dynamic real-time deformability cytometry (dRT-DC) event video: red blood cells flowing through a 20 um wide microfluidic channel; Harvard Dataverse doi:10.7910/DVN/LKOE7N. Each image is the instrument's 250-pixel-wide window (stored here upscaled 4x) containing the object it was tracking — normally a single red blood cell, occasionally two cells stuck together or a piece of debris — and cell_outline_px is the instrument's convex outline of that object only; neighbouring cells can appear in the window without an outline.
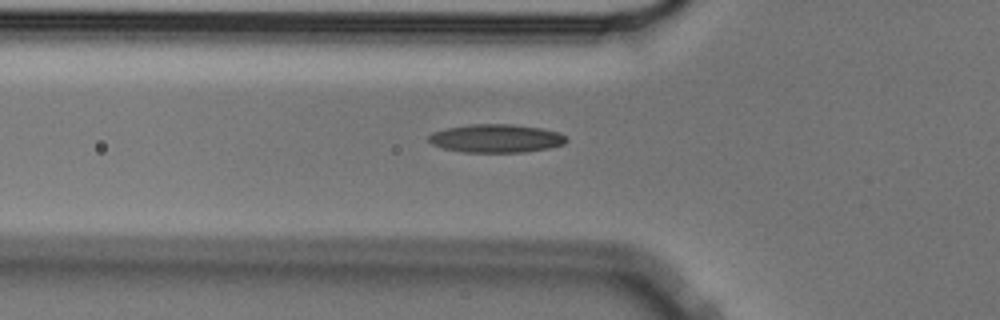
{"species": "Egyptian fruit bat (a non-hibernating species)", "species_latin": "Rousettus aegyptiacus", "temperature_condition": "cold", "stored_images_in_passage": 39, "camera_frame_rate_fps": 3000, "um_per_image_px": 0.085, "animal": {"sex": "male"}, "frame": {"image": 1, "passage_image": 2, "time_ms": 0.333, "image_size_px": [1000, 320], "cell_outline_px": [[568, 140], [564, 144], [548, 148], [524, 152], [464, 152], [444, 148], [432, 144], [428, 140], [428, 136], [432, 132], [444, 128], [468, 124], [512, 124], [540, 128], [560, 132]], "centroid_in_image_um": [42.15, 11.75], "position_along_channel_um": 83.7, "area_um2": 22.77}}
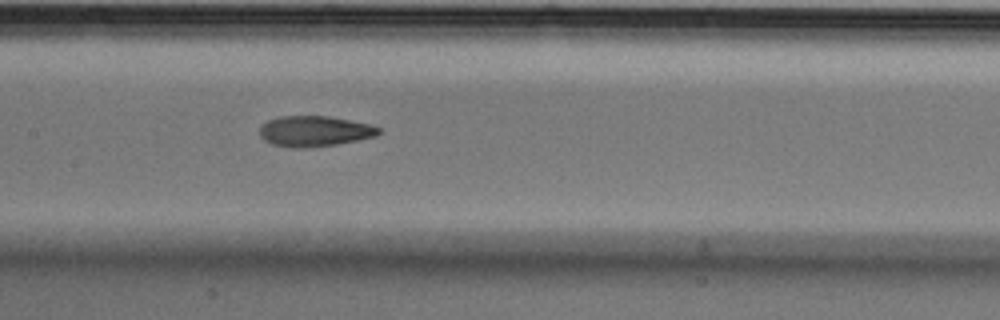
{"frame": {"image": 2, "passage_image": 10, "time_ms": 3.0, "image_size_px": [1000, 320], "cell_outline_px": [[380, 132], [376, 136], [336, 144], [304, 148], [292, 148], [272, 144], [264, 140], [260, 136], [260, 128], [268, 120], [280, 116], [328, 116], [372, 124], [380, 128]], "centroid_in_image_um": [26.74, 11.15], "position_along_channel_um": 180.7, "area_um2": 21.15}}
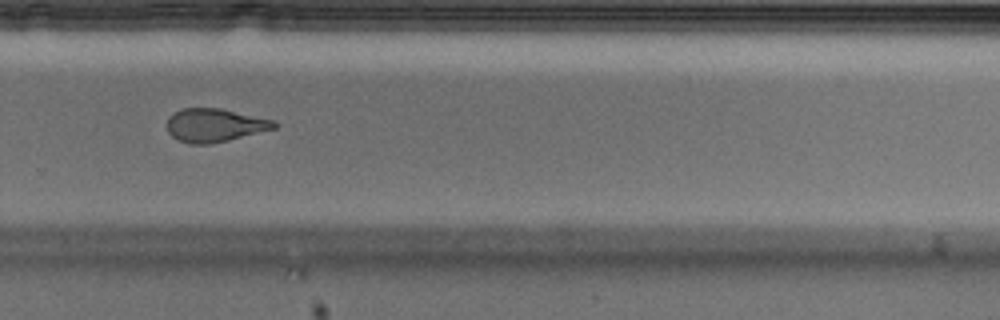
{"frame": {"image": 3, "passage_image": 21, "time_ms": 6.667, "image_size_px": [1000, 320], "cell_outline_px": [[276, 128], [228, 140], [208, 144], [192, 144], [180, 140], [172, 136], [168, 132], [164, 124], [168, 116], [184, 108], [220, 108], [272, 120], [276, 124]], "centroid_in_image_um": [18.18, 10.64], "position_along_channel_um": 311.6, "area_um2": 20.63}, "authors_computed_cell_mechanics": {"area_um2": 21.7328, "velocity_mm_per_s": 3.5848, "shape_relaxation_time_tau1_ms": 8.0027, "shape_relaxation_time_tau2_ms": 2.4138, "deformation_change_tau1": 0.1964, "deformation_change_tau2": 0.0984}}